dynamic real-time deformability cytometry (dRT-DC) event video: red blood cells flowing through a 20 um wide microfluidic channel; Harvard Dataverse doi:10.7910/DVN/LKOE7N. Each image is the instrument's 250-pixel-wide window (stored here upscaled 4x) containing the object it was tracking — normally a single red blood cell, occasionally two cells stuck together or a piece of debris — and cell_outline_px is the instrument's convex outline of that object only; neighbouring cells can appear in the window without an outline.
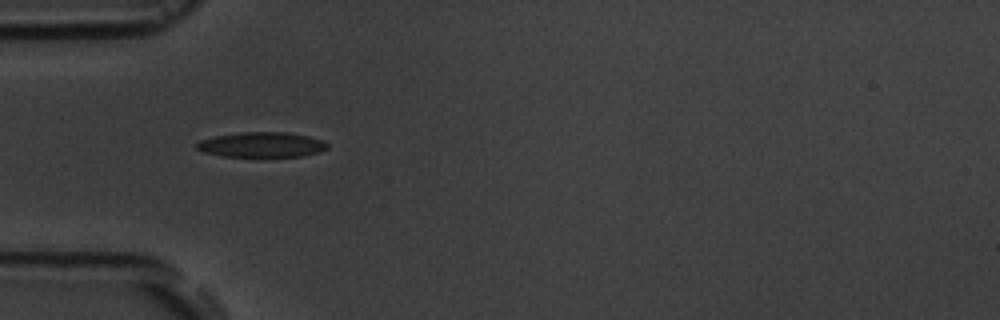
{"species": "common noctule bat (a hibernating species)", "species_latin": "Nyctalus noctula", "temperature_condition": "room temperature", "stored_images_in_passage": 2, "camera_frame_rate_fps": 3000, "um_per_image_px": 0.085, "animal": {"sex": "male", "body_mass_g": 19.5, "forearm_length_mm": 54.6}, "frame": {"image": 1, "passage_image": 1, "time_ms": 0.0, "image_size_px": [1000, 320], "cell_outline_px": [[328, 148], [320, 152], [304, 156], [220, 156], [204, 152], [196, 148], [196, 144], [200, 140], [216, 136], [240, 132], [284, 132], [308, 136], [320, 140], [328, 144]], "centroid_in_image_um": [22.24, 12.3], "position_along_channel_um": 62.8, "area_um2": 18.96}}
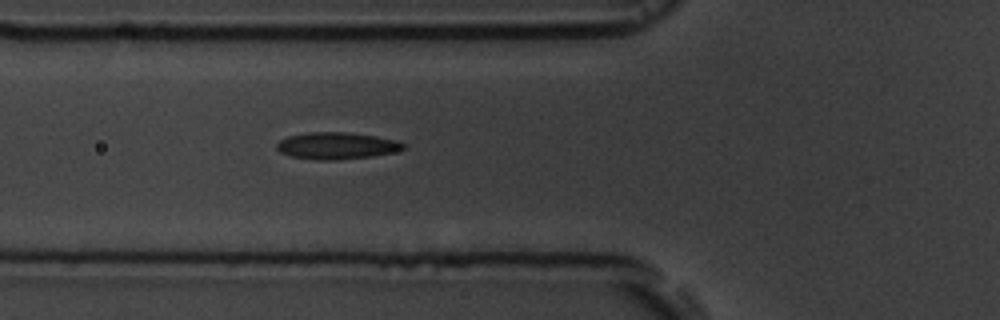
{"frame": {"image": 2, "passage_image": 2, "time_ms": 1.0, "image_size_px": [1000, 320], "cell_outline_px": [[408, 144], [404, 148], [392, 152], [372, 156], [336, 160], [316, 160], [292, 156], [280, 152], [276, 148], [276, 144], [280, 140], [288, 136], [308, 132], [344, 132], [376, 136], [400, 140]], "centroid_in_image_um": [28.64, 12.38], "position_along_channel_um": 97.2, "area_um2": 19.88}}